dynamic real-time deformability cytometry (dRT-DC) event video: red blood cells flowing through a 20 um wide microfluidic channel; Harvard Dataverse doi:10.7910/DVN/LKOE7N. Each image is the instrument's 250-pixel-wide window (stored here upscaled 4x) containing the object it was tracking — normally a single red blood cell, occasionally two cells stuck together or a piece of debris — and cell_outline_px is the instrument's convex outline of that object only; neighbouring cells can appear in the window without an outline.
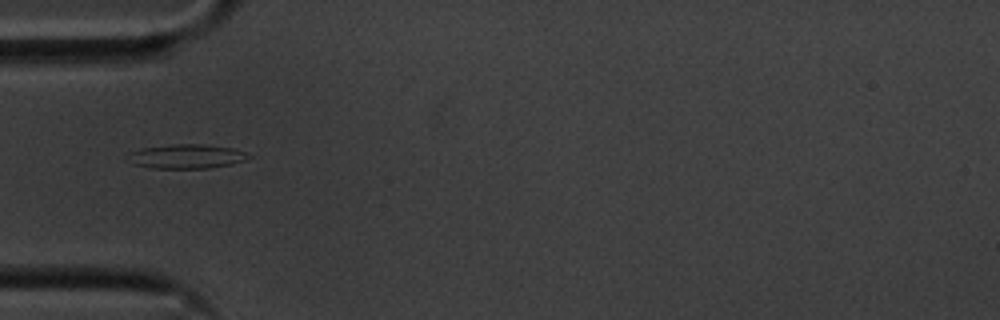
{"species": "common noctule bat (a hibernating species)", "species_latin": "Nyctalus noctula", "temperature_condition": "cold", "stored_images_in_passage": 39, "camera_frame_rate_fps": 3000, "um_per_image_px": 0.085, "animal": {"sex": "male", "body_mass_g": 20.1, "forearm_length_mm": 53.5}, "frame": {"image": 1, "passage_image": 1, "time_ms": 0.0, "image_size_px": [1000, 320], "cell_outline_px": [[252, 156], [248, 160], [232, 164], [208, 168], [152, 168], [132, 164], [124, 160], [128, 152], [144, 148], [172, 144], [200, 144], [232, 148], [248, 152]], "centroid_in_image_um": [15.83, 13.3], "position_along_channel_um": 69.2, "area_um2": 17.34}}
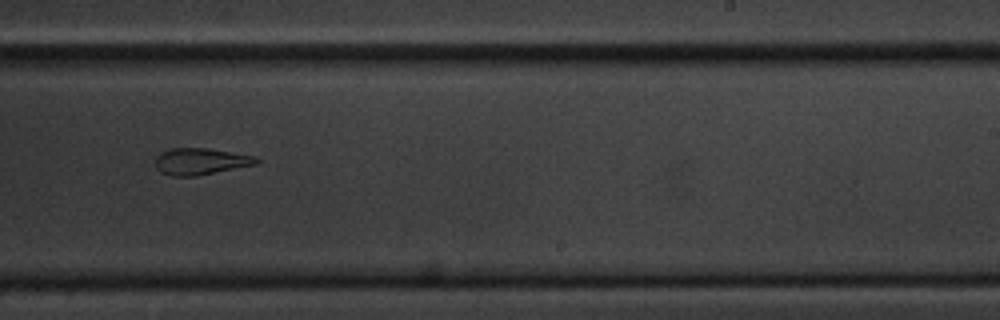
{"frame": {"image": 2, "passage_image": 18, "time_ms": 5.667, "image_size_px": [1000, 320], "cell_outline_px": [[260, 160], [256, 164], [196, 176], [172, 176], [160, 172], [156, 168], [156, 156], [160, 152], [168, 148], [208, 148], [256, 156]], "centroid_in_image_um": [17.02, 13.71], "position_along_channel_um": 272.0, "area_um2": 15.72}}
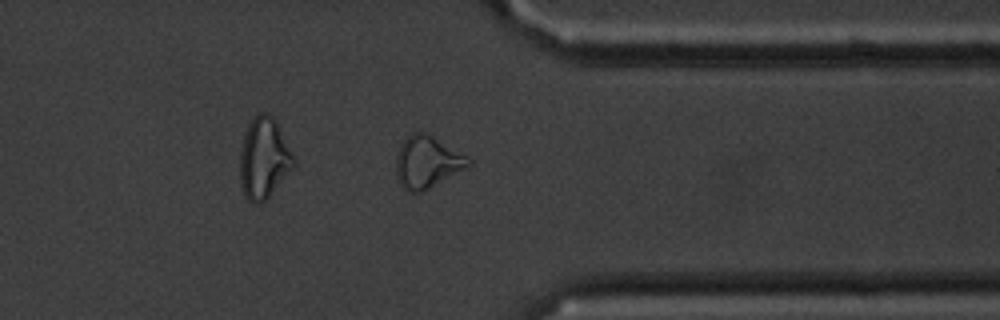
{"frame": {"image": 3, "passage_image": 27, "time_ms": 8.667, "image_size_px": [1000, 320], "cell_outline_px": [[472, 164], [428, 188], [420, 192], [408, 192], [400, 184], [396, 176], [396, 156], [400, 144], [412, 132], [424, 132], [432, 136], [468, 156], [472, 160]], "centroid_in_image_um": [36.28, 13.76], "position_along_channel_um": 375.1, "area_um2": 21.62}, "authors_computed_cell_mechanics": {"area_um2": 16.2418, "velocity_mm_per_s": 3.573, "shape_relaxation_time_tau1_ms": 6.9189, "shape_relaxation_time_tau2_ms": 2.933, "deformation_change_tau1": 0.2196, "deformation_change_tau2": 0.1241}}